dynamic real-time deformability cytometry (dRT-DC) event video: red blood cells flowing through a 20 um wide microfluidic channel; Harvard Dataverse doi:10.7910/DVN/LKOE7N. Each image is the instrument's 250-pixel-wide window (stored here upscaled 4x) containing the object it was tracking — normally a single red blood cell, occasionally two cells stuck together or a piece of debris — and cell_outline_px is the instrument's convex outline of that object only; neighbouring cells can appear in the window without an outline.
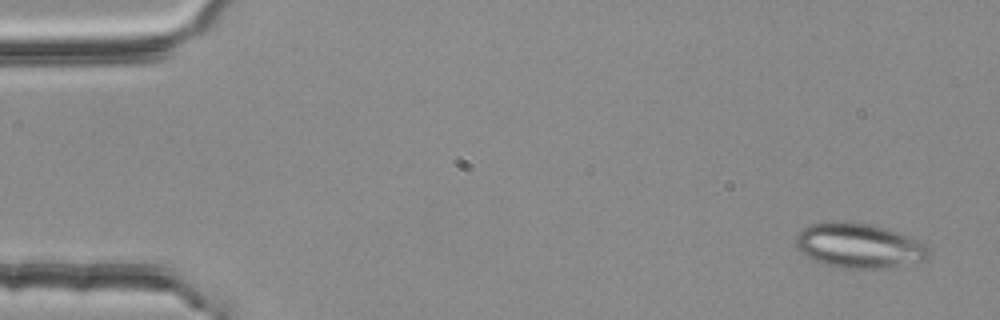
{"species": "common noctule bat (a hibernating species)", "species_latin": "Nyctalus noctula", "temperature_condition": "room temperature", "stored_images_in_passage": 51, "segment_of_instrument_passage": [1, 2], "camera_frame_rate_fps": 3000, "um_per_image_px": 0.085, "animal": {"sex": "female", "body_mass_g": 25.1}, "frame": {"image": 1, "passage_image": 1, "time_ms": 0.0, "image_size_px": [1000, 320], "cell_outline_px": [[932, 256], [924, 260], [880, 268], [840, 268], [824, 264], [808, 256], [796, 248], [796, 236], [800, 228], [812, 224], [828, 220], [848, 220], [872, 224], [888, 228], [900, 232], [932, 248]], "centroid_in_image_um": [73.01, 20.84], "position_along_channel_um": 12.0, "area_um2": 35.14}}